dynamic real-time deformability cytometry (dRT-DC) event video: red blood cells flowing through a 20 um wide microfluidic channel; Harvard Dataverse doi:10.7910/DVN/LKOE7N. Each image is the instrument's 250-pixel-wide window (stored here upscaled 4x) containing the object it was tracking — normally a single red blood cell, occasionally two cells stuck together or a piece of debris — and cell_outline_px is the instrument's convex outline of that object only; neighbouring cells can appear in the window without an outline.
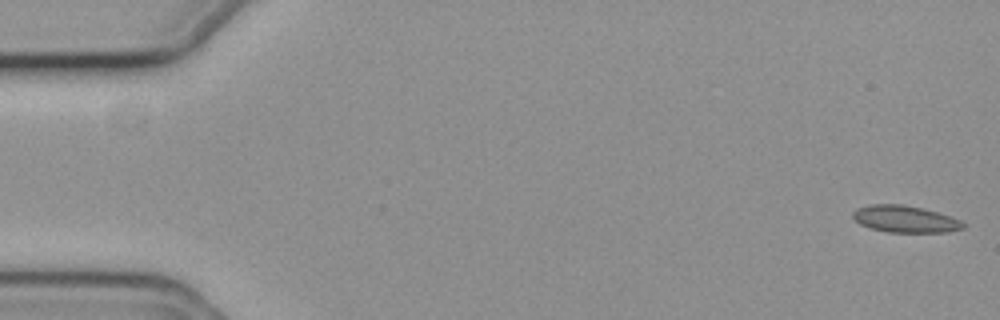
{"species": "common noctule bat (a hibernating species)", "species_latin": "Nyctalus noctula", "temperature_condition": "cold", "stored_images_in_passage": 17, "camera_frame_rate_fps": 3000, "um_per_image_px": 0.085, "animal": {"sex": "female", "body_mass_g": 19.3, "forearm_length_mm": 54.1}, "frame": {"image": 1, "passage_image": 1, "time_ms": 0.0, "image_size_px": [1000, 320], "cell_outline_px": [[964, 228], [948, 232], [888, 232], [872, 228], [860, 224], [852, 216], [852, 212], [856, 208], [868, 204], [904, 204], [924, 208], [960, 220], [964, 224]], "centroid_in_image_um": [76.9, 18.61], "position_along_channel_um": 8.1, "area_um2": 17.22}}